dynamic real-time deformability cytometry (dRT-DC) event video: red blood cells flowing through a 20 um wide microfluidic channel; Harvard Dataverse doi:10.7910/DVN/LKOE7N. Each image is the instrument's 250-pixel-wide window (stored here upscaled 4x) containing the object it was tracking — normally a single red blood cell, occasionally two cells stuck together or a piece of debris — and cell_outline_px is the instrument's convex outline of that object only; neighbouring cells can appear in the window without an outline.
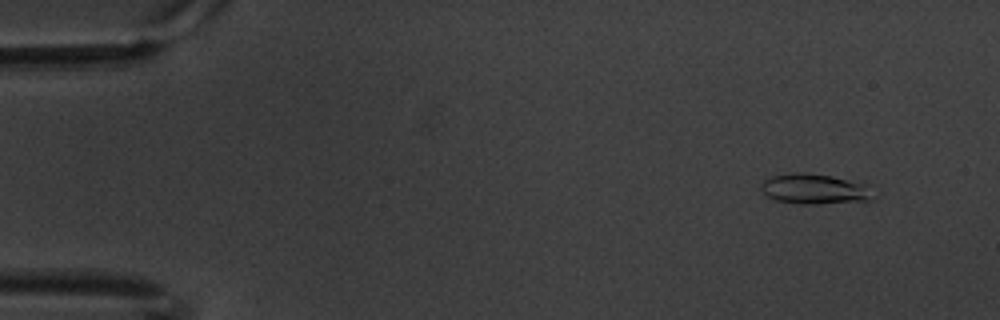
{"species": "common noctule bat (a hibernating species)", "species_latin": "Nyctalus noctula", "temperature_condition": "warm", "stored_images_in_passage": 60, "camera_frame_rate_fps": 3000, "um_per_image_px": 0.085, "animal": {"sex": "male", "body_mass_g": 20.1, "forearm_length_mm": 53.5}, "frame": {"image": 1, "passage_image": 5, "time_ms": 1.333, "image_size_px": [1000, 320], "cell_outline_px": [[872, 200], [816, 204], [800, 204], [776, 200], [768, 196], [760, 188], [760, 184], [764, 180], [772, 176], [796, 172], [804, 172], [832, 176], [864, 184]], "centroid_in_image_um": [69.14, 16.06], "position_along_channel_um": 15.9, "area_um2": 19.31}}
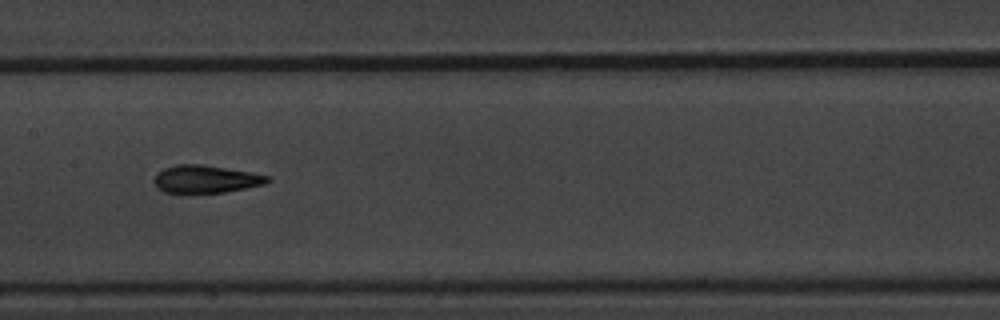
{"frame": {"image": 2, "passage_image": 30, "time_ms": 9.667, "image_size_px": [1000, 320], "cell_outline_px": [[272, 180], [264, 184], [224, 192], [164, 192], [156, 188], [152, 180], [156, 172], [164, 168], [176, 164], [204, 164], [272, 176]], "centroid_in_image_um": [17.46, 15.2], "position_along_channel_um": 189.9, "area_um2": 18.38}}
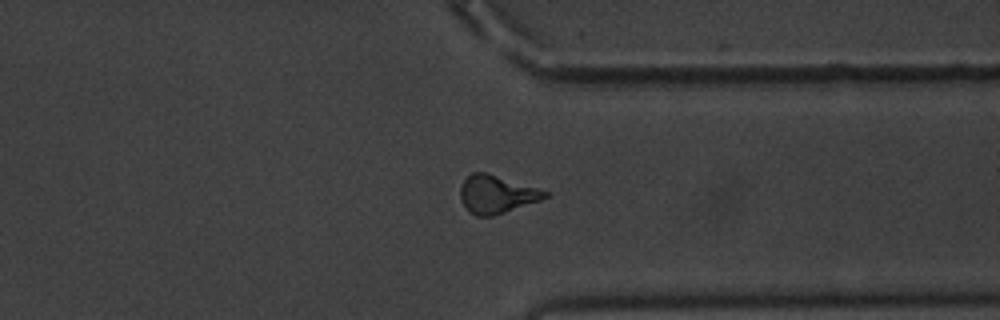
{"frame": {"image": 3, "passage_image": 46, "time_ms": 15.0, "image_size_px": [1000, 320], "cell_outline_px": [[552, 192], [548, 196], [540, 200], [492, 216], [476, 216], [468, 212], [460, 200], [460, 188], [464, 180], [472, 172], [488, 172], [540, 188]], "centroid_in_image_um": [42.22, 16.5], "position_along_channel_um": 369.2, "area_um2": 18.96}, "authors_computed_cell_mechanics": {"area_um2": 18.207, "velocity_mm_per_s": 3.3846, "shape_relaxation_time_tau1_ms": 4.8267, "shape_relaxation_time_tau2_ms": 3.1249, "deformation_change_tau1": 0.1662, "deformation_change_tau2": 0.1198}}